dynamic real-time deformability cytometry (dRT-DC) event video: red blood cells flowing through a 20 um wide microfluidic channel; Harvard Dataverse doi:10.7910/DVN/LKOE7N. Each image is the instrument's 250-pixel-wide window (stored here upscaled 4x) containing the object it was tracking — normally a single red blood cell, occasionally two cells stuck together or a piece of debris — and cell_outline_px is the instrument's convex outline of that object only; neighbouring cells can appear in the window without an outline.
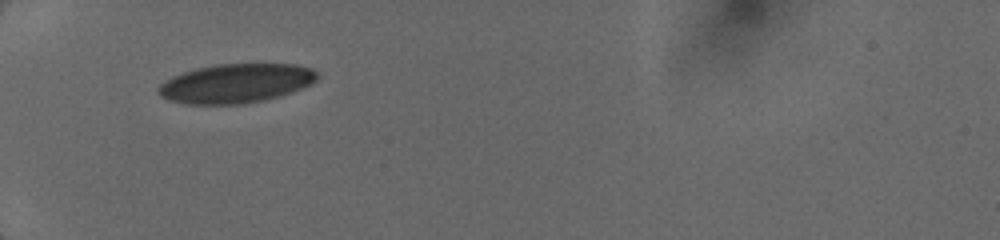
{"species": "human", "species_latin": "Homo sapiens", "temperature_condition": "cold", "stored_images_in_passage": 66, "camera_frame_rate_fps": 3000, "um_per_image_px": 0.085, "donor": {"sex": "female"}, "frame": {"image": 1, "passage_image": 1, "time_ms": 0.0, "image_size_px": [1000, 240], "cell_outline_px": [[320, 76], [316, 80], [292, 92], [280, 96], [264, 100], [240, 104], [184, 104], [168, 100], [160, 96], [156, 88], [160, 84], [172, 76], [196, 68], [216, 64], [296, 64], [312, 68]], "centroid_in_image_um": [20.03, 7.08], "position_along_channel_um": 65.0, "area_um2": 36.3}}
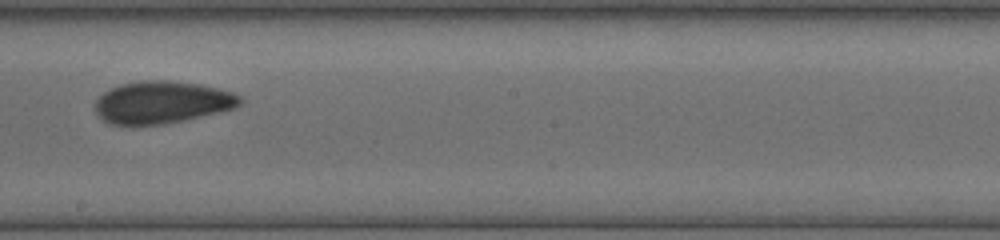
{"frame": {"image": 2, "passage_image": 22, "time_ms": 4.333, "image_size_px": [1000, 240], "cell_outline_px": [[244, 104], [236, 108], [220, 112], [184, 120], [164, 124], [108, 124], [96, 112], [96, 100], [104, 92], [120, 84], [140, 80], [168, 80], [200, 84], [232, 92], [240, 96], [244, 100]], "centroid_in_image_um": [13.82, 8.69], "position_along_channel_um": 234.4, "area_um2": 35.72}}
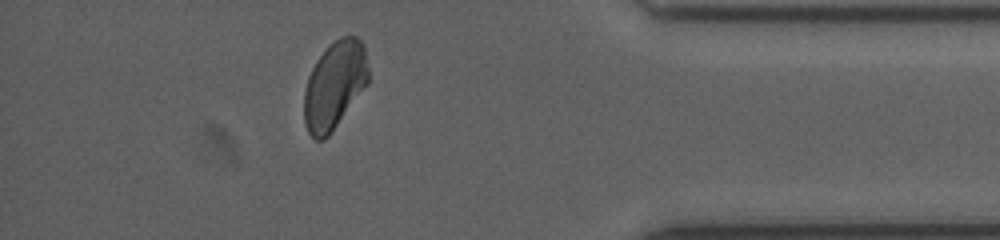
{"frame": {"image": 3, "passage_image": 53, "time_ms": 9.0, "image_size_px": [1000, 240], "cell_outline_px": [[368, 84], [328, 136], [324, 140], [316, 140], [308, 132], [304, 124], [304, 92], [308, 76], [316, 60], [340, 36], [356, 36], [364, 44], [368, 68]], "centroid_in_image_um": [28.43, 7.25], "position_along_channel_um": 406.8, "area_um2": 32.66}}